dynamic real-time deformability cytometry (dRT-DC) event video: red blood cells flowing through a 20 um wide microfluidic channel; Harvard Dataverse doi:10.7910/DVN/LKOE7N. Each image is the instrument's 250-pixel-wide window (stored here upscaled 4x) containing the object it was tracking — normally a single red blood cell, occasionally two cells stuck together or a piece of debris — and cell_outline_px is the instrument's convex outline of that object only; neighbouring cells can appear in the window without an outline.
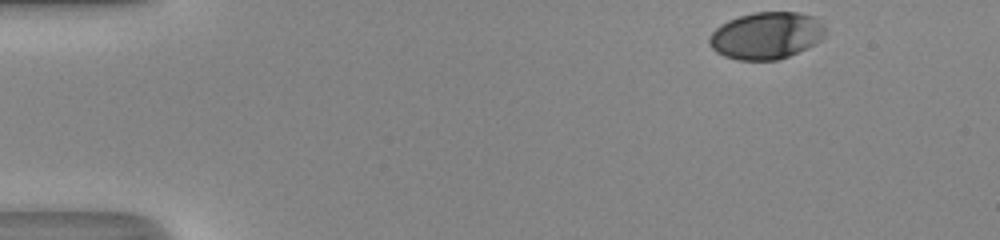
{"species": "human", "species_latin": "Homo sapiens", "temperature_condition": "room temperature", "stored_images_in_passage": 37, "camera_frame_rate_fps": 3000, "um_per_image_px": 0.085, "donor": {"sex": "male"}, "frame": {"image": 1, "passage_image": 1, "time_ms": 0.0, "image_size_px": [1000, 240], "cell_outline_px": [[828, 28], [824, 36], [816, 44], [788, 56], [776, 60], [740, 60], [724, 56], [716, 52], [708, 44], [708, 40], [712, 32], [720, 24], [728, 20], [752, 12], [800, 12], [816, 16]], "centroid_in_image_um": [65.17, 3.01], "position_along_channel_um": 19.8, "area_um2": 32.19}}
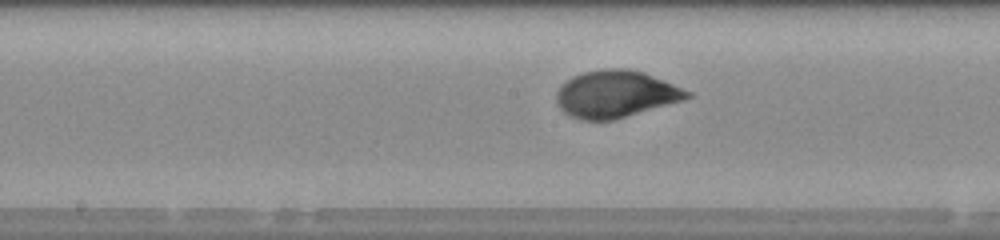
{"frame": {"image": 2, "passage_image": 22, "time_ms": 7.0, "image_size_px": [1000, 240], "cell_outline_px": [[692, 96], [684, 100], [612, 120], [580, 120], [564, 112], [560, 108], [556, 100], [556, 92], [572, 76], [584, 72], [604, 68], [628, 68], [644, 72], [664, 80], [692, 92]], "centroid_in_image_um": [52.35, 7.98], "position_along_channel_um": 195.8, "area_um2": 35.72}}
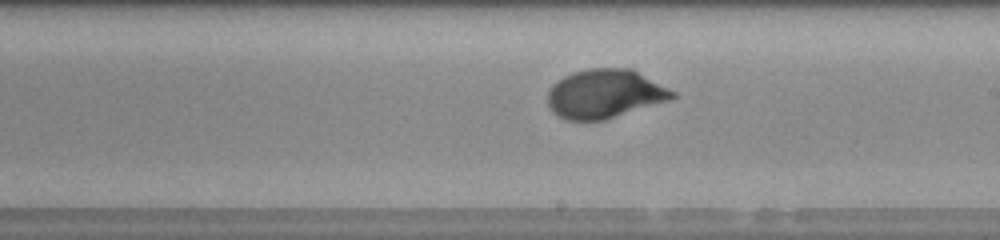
{"frame": {"image": 3, "passage_image": 25, "time_ms": 8.0, "image_size_px": [1000, 240], "cell_outline_px": [[676, 96], [668, 100], [604, 120], [568, 120], [552, 112], [548, 104], [548, 92], [552, 84], [564, 76], [572, 72], [588, 68], [632, 68], [676, 92]], "centroid_in_image_um": [51.39, 7.96], "position_along_channel_um": 237.6, "area_um2": 35.37}, "authors_computed_cell_mechanics": {"area_um2": 35.1424, "velocity_mm_per_s": 4.2029, "shape_relaxation_time_tau1_ms": 3.4195, "shape_relaxation_time_tau2_ms": null, "deformation_change_tau1": 0.1664, "deformation_change_tau2": null}}